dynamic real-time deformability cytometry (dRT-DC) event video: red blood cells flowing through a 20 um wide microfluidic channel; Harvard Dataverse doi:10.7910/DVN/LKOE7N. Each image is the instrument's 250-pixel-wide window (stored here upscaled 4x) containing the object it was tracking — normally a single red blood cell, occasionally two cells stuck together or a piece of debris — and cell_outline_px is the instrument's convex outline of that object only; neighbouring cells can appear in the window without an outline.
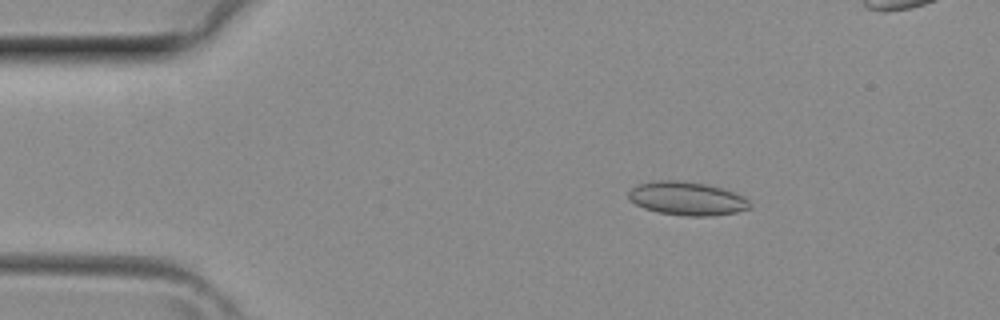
{"species": "common noctule bat (a hibernating species)", "species_latin": "Nyctalus noctula", "temperature_condition": "room temperature", "stored_images_in_passage": 41, "camera_frame_rate_fps": 3000, "um_per_image_px": 0.085, "animal": {"sex": "female", "body_mass_g": 29.2, "forearm_length_mm": 56.3}, "frame": {"image": 1, "passage_image": 7, "time_ms": 2.0, "image_size_px": [1000, 320], "cell_outline_px": [[752, 208], [736, 212], [712, 216], [688, 216], [660, 212], [644, 208], [636, 204], [628, 196], [628, 192], [632, 188], [640, 184], [656, 180], [676, 180], [704, 184], [720, 188], [744, 196], [752, 204]], "centroid_in_image_um": [58.43, 16.88], "position_along_channel_um": 26.6, "area_um2": 23.41}}
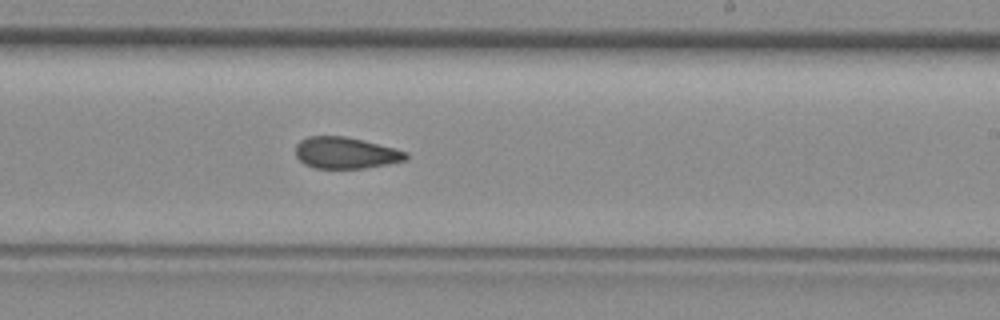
{"frame": {"image": 2, "passage_image": 24, "time_ms": 7.667, "image_size_px": [1000, 320], "cell_outline_px": [[408, 160], [388, 164], [364, 168], [316, 168], [304, 164], [296, 156], [296, 144], [300, 140], [308, 136], [344, 136], [396, 148], [408, 152]], "centroid_in_image_um": [29.4, 12.99], "position_along_channel_um": 259.6, "area_um2": 20.29}}
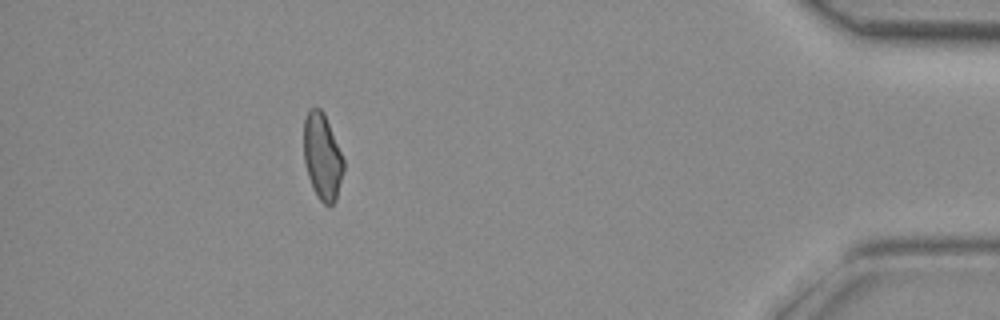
{"frame": {"image": 3, "passage_image": 36, "time_ms": 11.667, "image_size_px": [1000, 320], "cell_outline_px": [[344, 168], [336, 200], [332, 204], [324, 204], [316, 196], [312, 188], [308, 176], [304, 160], [304, 120], [308, 112], [312, 108], [320, 108], [324, 112], [344, 160]], "centroid_in_image_um": [27.39, 13.33], "position_along_channel_um": 407.8, "area_um2": 19.88}}